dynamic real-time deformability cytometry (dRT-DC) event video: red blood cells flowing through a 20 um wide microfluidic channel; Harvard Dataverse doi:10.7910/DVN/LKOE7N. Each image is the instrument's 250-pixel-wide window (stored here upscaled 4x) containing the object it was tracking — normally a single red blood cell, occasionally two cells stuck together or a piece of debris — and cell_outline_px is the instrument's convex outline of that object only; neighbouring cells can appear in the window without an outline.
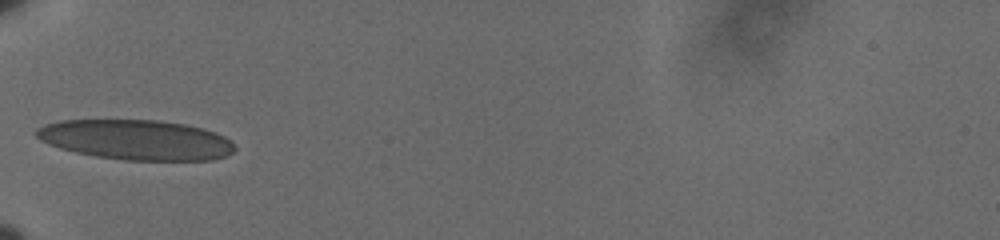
{"species": "human", "species_latin": "Homo sapiens", "temperature_condition": "cold", "stored_images_in_passage": 37, "camera_frame_rate_fps": 3000, "um_per_image_px": 0.085, "donor": {"sex": "male"}, "frame": {"image": 1, "passage_image": 1, "time_ms": 0.0, "image_size_px": [1000, 240], "cell_outline_px": [[232, 148], [228, 152], [216, 156], [188, 160], [148, 160], [108, 156], [68, 148], [56, 144], [40, 136], [40, 132], [44, 128], [56, 124], [76, 120], [140, 120], [172, 124], [196, 128], [208, 132], [224, 140]], "centroid_in_image_um": [11.59, 11.87], "position_along_channel_um": 73.4, "area_um2": 41.15}}
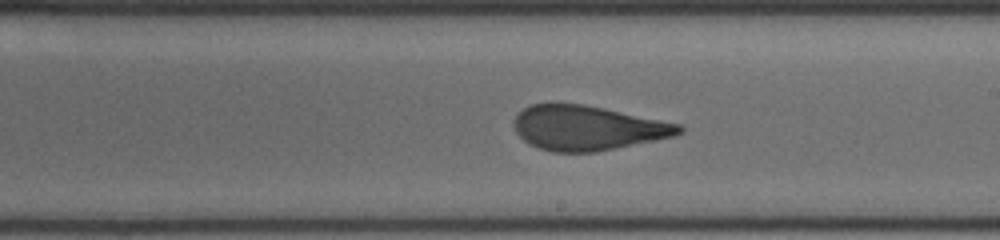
{"frame": {"image": 2, "passage_image": 15, "time_ms": 4.667, "image_size_px": [1000, 240], "cell_outline_px": [[680, 128], [676, 132], [664, 136], [604, 148], [548, 148], [536, 144], [528, 140], [524, 136], [520, 128], [520, 116], [528, 108], [536, 104], [568, 104], [592, 108], [672, 124]], "centroid_in_image_um": [49.87, 10.81], "position_along_channel_um": 239.1, "area_um2": 36.13}}
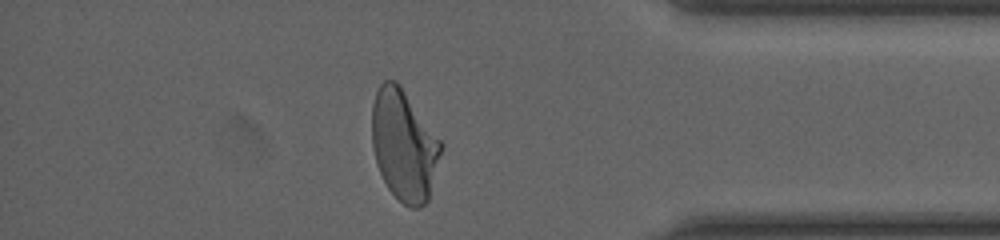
{"frame": {"image": 3, "passage_image": 30, "time_ms": 9.667, "image_size_px": [1000, 240], "cell_outline_px": [[440, 148], [428, 192], [424, 200], [420, 204], [376, 100], [376, 96], [380, 88], [396, 84], [400, 88], [440, 144]], "centroid_in_image_um": [34.84, 11.73], "position_along_channel_um": 400.4, "area_um2": 25.95}, "authors_computed_cell_mechanics": {"area_um2": 37.0498, "velocity_mm_per_s": 3.5986, "shape_relaxation_time_tau1_ms": null, "shape_relaxation_time_tau2_ms": 1.1957, "deformation_change_tau1": null, "deformation_change_tau2": 0.0903}}